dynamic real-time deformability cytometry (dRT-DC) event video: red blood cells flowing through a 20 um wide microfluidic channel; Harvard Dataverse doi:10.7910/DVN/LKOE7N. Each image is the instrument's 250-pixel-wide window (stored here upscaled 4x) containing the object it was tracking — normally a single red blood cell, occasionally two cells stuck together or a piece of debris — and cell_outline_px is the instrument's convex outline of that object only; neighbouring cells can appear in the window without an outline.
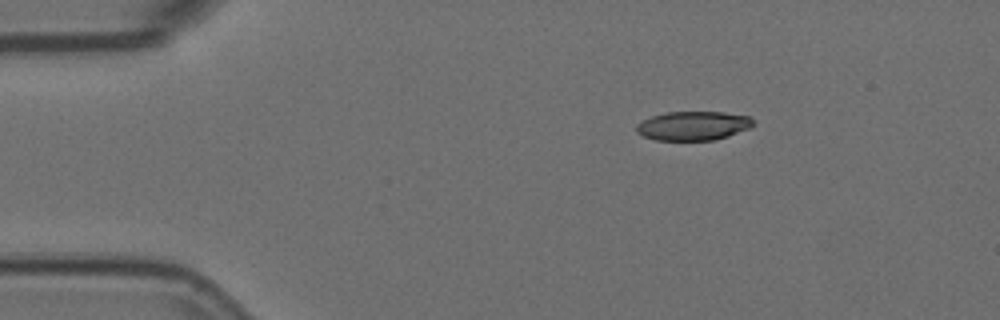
{"species": "Egyptian fruit bat (a non-hibernating species)", "species_latin": "Rousettus aegyptiacus", "temperature_condition": "room temperature", "stored_images_in_passage": 5, "camera_frame_rate_fps": 3000, "um_per_image_px": 0.085, "animal": {"sex": "female"}, "frame": {"image": 1, "passage_image": 5, "time_ms": 1.333, "image_size_px": [1000, 320], "cell_outline_px": [[756, 124], [748, 128], [728, 136], [712, 140], [656, 140], [644, 136], [636, 132], [636, 124], [652, 116], [668, 112], [724, 112], [748, 116]], "centroid_in_image_um": [58.91, 10.69], "position_along_channel_um": 26.1, "area_um2": 19.59}}